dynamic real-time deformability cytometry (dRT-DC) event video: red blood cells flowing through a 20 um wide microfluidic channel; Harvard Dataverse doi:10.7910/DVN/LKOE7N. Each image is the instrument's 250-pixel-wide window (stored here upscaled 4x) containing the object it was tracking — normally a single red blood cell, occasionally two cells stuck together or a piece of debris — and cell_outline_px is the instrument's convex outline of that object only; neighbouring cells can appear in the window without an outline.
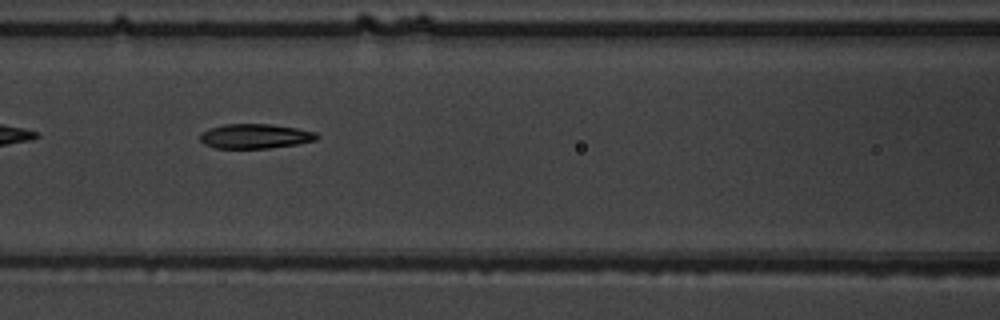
{"species": "common noctule bat (a hibernating species)", "species_latin": "Nyctalus noctula", "temperature_condition": "warm", "stored_images_in_passage": 9, "camera_frame_rate_fps": 3000, "um_per_image_px": 0.085, "animal": {"sex": "male", "body_mass_g": 19.5, "forearm_length_mm": 54.6}, "frame": {"image": 1, "passage_image": 6, "time_ms": 6.667, "image_size_px": [1000, 320], "cell_outline_px": [[320, 136], [316, 140], [296, 144], [268, 148], [216, 148], [204, 144], [200, 140], [200, 132], [208, 128], [224, 124], [272, 124], [296, 128], [316, 132]], "centroid_in_image_um": [21.66, 11.57], "position_along_channel_um": 144.9, "area_um2": 16.82}}
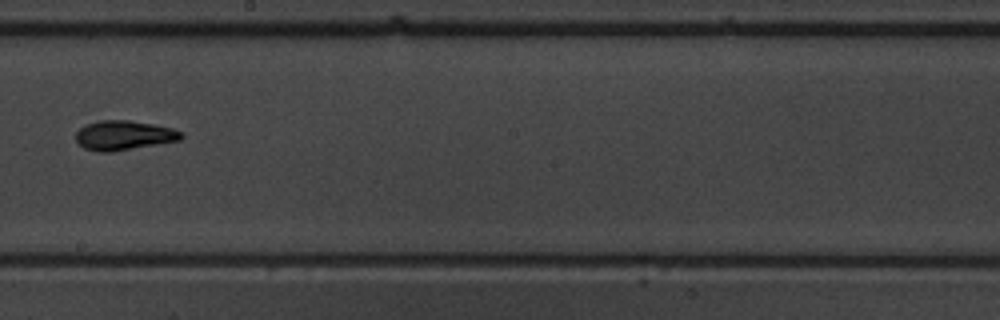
{"frame": {"image": 2, "passage_image": 8, "time_ms": 9.0, "image_size_px": [1000, 320], "cell_outline_px": [[184, 136], [180, 140], [112, 152], [100, 152], [84, 148], [76, 140], [76, 132], [80, 128], [88, 124], [100, 120], [128, 120], [156, 124], [172, 128], [184, 132]], "centroid_in_image_um": [10.56, 11.5], "position_along_channel_um": 237.6, "area_um2": 18.15}}
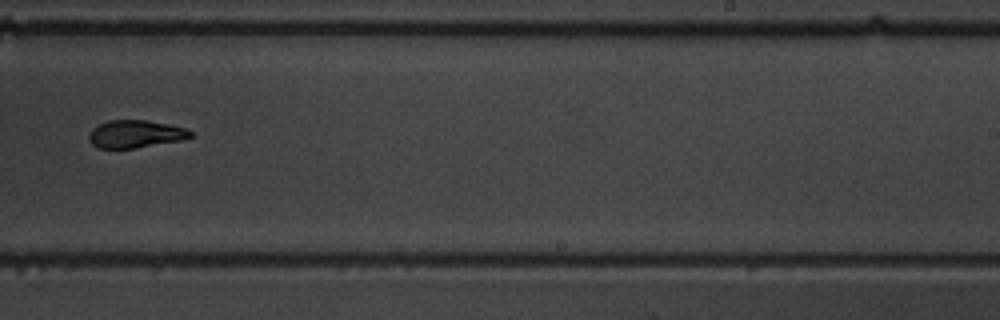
{"frame": {"image": 3, "passage_image": 9, "time_ms": 10.0, "image_size_px": [1000, 320], "cell_outline_px": [[192, 136], [184, 140], [136, 148], [100, 148], [92, 144], [88, 140], [88, 136], [92, 128], [108, 120], [148, 120], [188, 128], [192, 132]], "centroid_in_image_um": [11.54, 11.39], "position_along_channel_um": 277.5, "area_um2": 16.53}}